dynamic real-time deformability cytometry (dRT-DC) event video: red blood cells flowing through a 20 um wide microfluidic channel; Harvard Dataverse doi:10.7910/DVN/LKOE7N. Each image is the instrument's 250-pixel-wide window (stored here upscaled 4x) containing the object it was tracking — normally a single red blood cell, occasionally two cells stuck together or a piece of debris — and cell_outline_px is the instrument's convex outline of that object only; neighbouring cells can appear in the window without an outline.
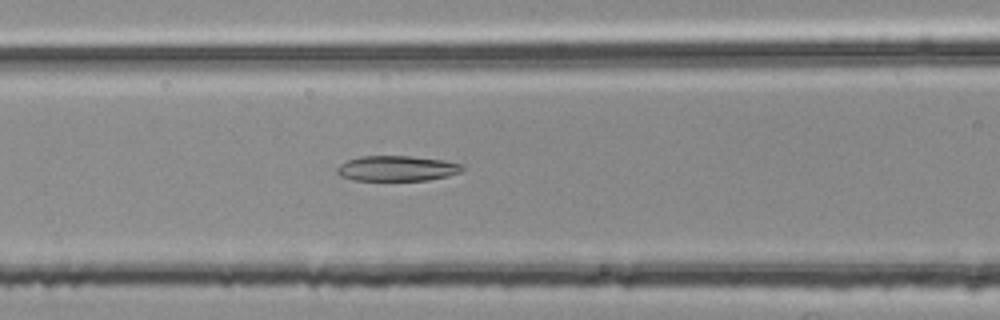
{"species": "common noctule bat (a hibernating species)", "species_latin": "Nyctalus noctula", "temperature_condition": "room temperature", "stored_images_in_passage": 44, "camera_frame_rate_fps": 3000, "um_per_image_px": 0.085, "animal": {"sex": "female", "body_mass_g": 25.1}, "frame": {"image": 1, "passage_image": 13, "time_ms": 4.0, "image_size_px": [1000, 320], "cell_outline_px": [[464, 168], [460, 172], [448, 176], [428, 180], [352, 180], [340, 176], [336, 172], [336, 168], [340, 164], [348, 160], [360, 156], [412, 156], [444, 160], [464, 164]], "centroid_in_image_um": [33.75, 14.31], "position_along_channel_um": 132.9, "area_um2": 18.61}}
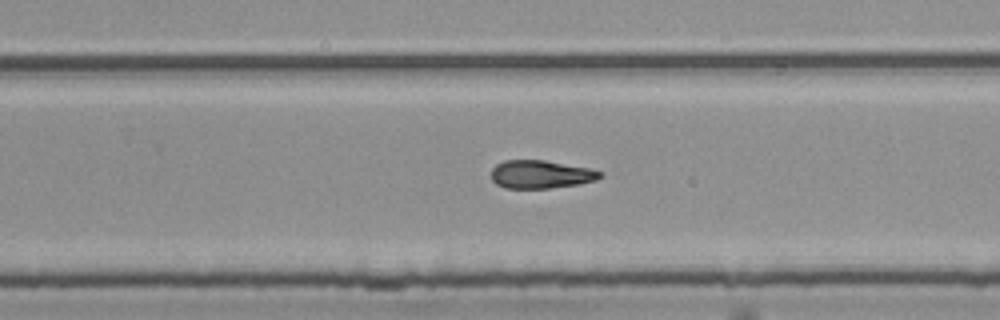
{"frame": {"image": 2, "passage_image": 25, "time_ms": 8.0, "image_size_px": [1000, 320], "cell_outline_px": [[604, 176], [596, 180], [580, 184], [548, 188], [504, 188], [496, 184], [492, 180], [492, 168], [496, 164], [504, 160], [544, 160], [588, 168], [604, 172]], "centroid_in_image_um": [45.98, 14.82], "position_along_channel_um": 283.8, "area_um2": 17.92}}
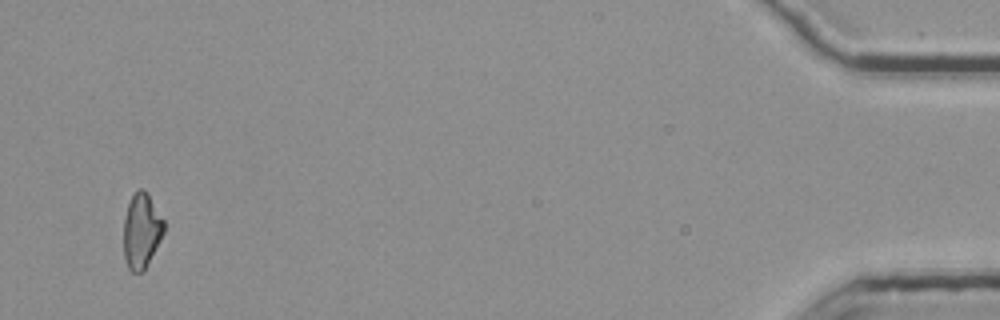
{"frame": {"image": 3, "passage_image": 43, "time_ms": 14.0, "image_size_px": [1000, 320], "cell_outline_px": [[164, 232], [160, 240], [144, 268], [140, 272], [132, 272], [128, 268], [124, 260], [124, 220], [128, 204], [132, 196], [140, 188], [144, 188], [164, 220]], "centroid_in_image_um": [12.01, 19.61], "position_along_channel_um": 423.2, "area_um2": 17.22}, "authors_computed_cell_mechanics": {"area_um2": 18.3804, "velocity_mm_per_s": 3.7873, "shape_relaxation_time_tau1_ms": null, "shape_relaxation_time_tau2_ms": 10.6429, "deformation_change_tau1": null, "deformation_change_tau2": 0.2507}}